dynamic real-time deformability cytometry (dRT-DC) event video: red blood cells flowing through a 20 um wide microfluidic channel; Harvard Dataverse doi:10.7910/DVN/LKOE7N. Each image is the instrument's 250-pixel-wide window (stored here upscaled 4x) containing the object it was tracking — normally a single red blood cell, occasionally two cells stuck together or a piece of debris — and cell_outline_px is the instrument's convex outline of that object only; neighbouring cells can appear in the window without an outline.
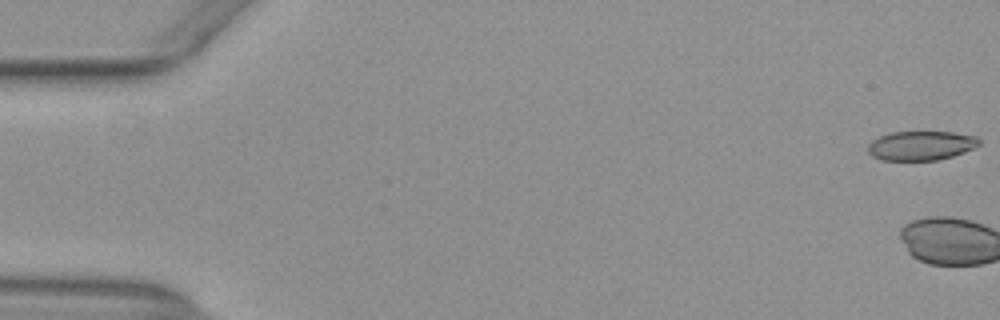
{"species": "common noctule bat (a hibernating species)", "species_latin": "Nyctalus noctula", "temperature_condition": "warm", "stored_images_in_passage": 3, "camera_frame_rate_fps": 3000, "um_per_image_px": 0.085, "animal": {"sex": "female", "body_mass_g": 29.2, "forearm_length_mm": 56.3}, "frame": {"image": 1, "passage_image": 1, "time_ms": 0.0, "image_size_px": [1000, 320], "cell_outline_px": [[980, 144], [964, 152], [952, 156], [936, 160], [880, 160], [872, 156], [868, 152], [868, 144], [872, 140], [880, 136], [892, 132], [952, 132], [976, 136], [980, 140]], "centroid_in_image_um": [78.26, 12.37], "position_along_channel_um": 6.7, "area_um2": 18.9}}